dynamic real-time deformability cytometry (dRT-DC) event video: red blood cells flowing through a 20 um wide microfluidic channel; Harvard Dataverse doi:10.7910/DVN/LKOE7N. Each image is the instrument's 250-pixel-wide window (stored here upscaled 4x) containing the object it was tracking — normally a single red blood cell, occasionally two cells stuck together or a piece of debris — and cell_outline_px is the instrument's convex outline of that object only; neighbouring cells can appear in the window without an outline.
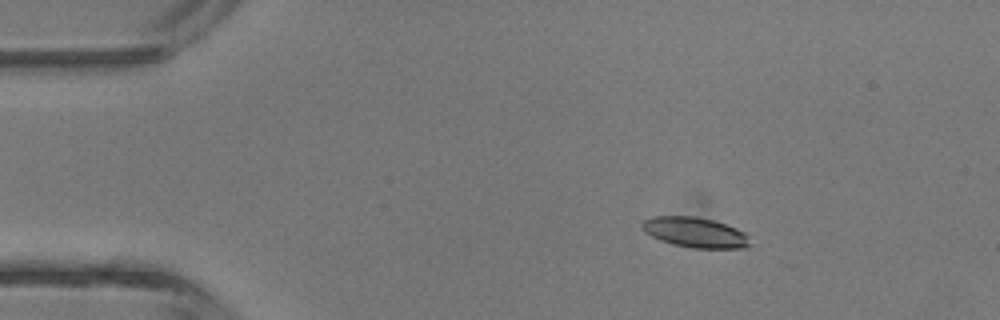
{"species": "common noctule bat (a hibernating species)", "species_latin": "Nyctalus noctula", "temperature_condition": "room temperature", "stored_images_in_passage": 3, "camera_frame_rate_fps": 3000, "um_per_image_px": 0.085, "animal": {"sex": "male", "body_mass_g": 13.3}, "frame": {"image": 1, "passage_image": 1, "time_ms": 0.0, "image_size_px": [1000, 320], "cell_outline_px": [[752, 244], [744, 248], [692, 248], [672, 244], [660, 240], [644, 232], [640, 228], [640, 224], [644, 220], [652, 216], [696, 216], [712, 220], [736, 228], [744, 232], [748, 236]], "centroid_in_image_um": [59.06, 19.75], "position_along_channel_um": 25.9, "area_um2": 19.13}}